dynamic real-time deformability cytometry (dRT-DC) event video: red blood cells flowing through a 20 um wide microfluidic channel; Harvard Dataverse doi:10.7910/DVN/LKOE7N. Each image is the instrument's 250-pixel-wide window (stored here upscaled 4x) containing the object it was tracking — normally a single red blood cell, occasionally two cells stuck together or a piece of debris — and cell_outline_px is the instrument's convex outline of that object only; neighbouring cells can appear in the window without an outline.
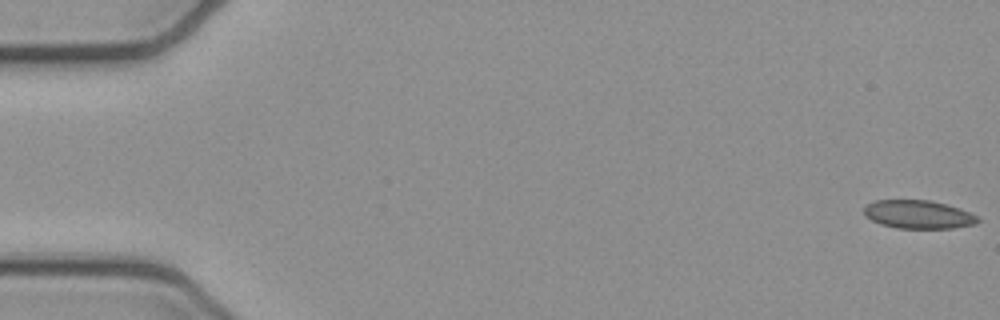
{"species": "common noctule bat (a hibernating species)", "species_latin": "Nyctalus noctula", "temperature_condition": "cold", "stored_images_in_passage": 52, "camera_frame_rate_fps": 3000, "um_per_image_px": 0.085, "animal": {"sex": "female", "body_mass_g": 21.9}, "frame": {"image": 1, "passage_image": 1, "time_ms": 0.0, "image_size_px": [1000, 320], "cell_outline_px": [[980, 220], [976, 224], [952, 228], [896, 228], [880, 224], [864, 216], [864, 208], [868, 204], [876, 200], [928, 200], [960, 208], [980, 216]], "centroid_in_image_um": [78.08, 18.23], "position_along_channel_um": 6.9, "area_um2": 18.84}}
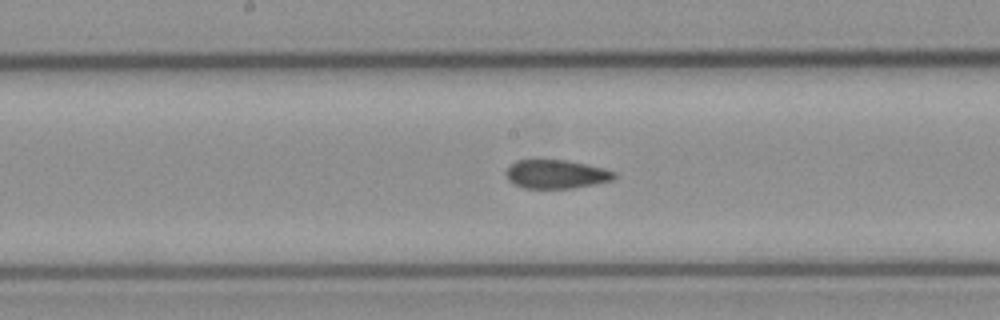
{"frame": {"image": 2, "passage_image": 27, "time_ms": 8.667, "image_size_px": [1000, 320], "cell_outline_px": [[616, 176], [612, 180], [572, 188], [524, 188], [508, 180], [504, 172], [516, 160], [568, 160], [604, 168], [616, 172]], "centroid_in_image_um": [47.27, 14.8], "position_along_channel_um": 200.9, "area_um2": 17.98}}
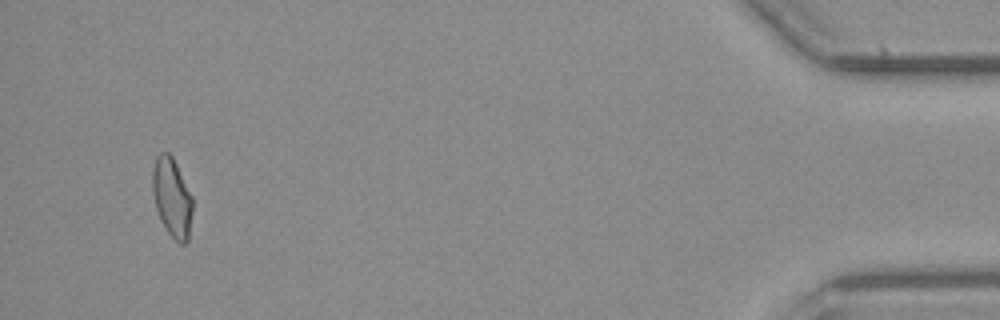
{"frame": {"image": 3, "passage_image": 50, "time_ms": 16.333, "image_size_px": [1000, 320], "cell_outline_px": [[192, 212], [188, 240], [184, 244], [180, 244], [168, 232], [160, 220], [156, 208], [152, 188], [152, 168], [156, 156], [160, 152], [168, 152], [172, 156], [192, 196]], "centroid_in_image_um": [14.6, 16.77], "position_along_channel_um": 420.6, "area_um2": 18.38}, "authors_computed_cell_mechanics": {"area_um2": 18.9295, "velocity_mm_per_s": 3.9337, "shape_relaxation_time_tau1_ms": null, "shape_relaxation_time_tau2_ms": 2.073, "deformation_change_tau1": null, "deformation_change_tau2": 0.0572}}